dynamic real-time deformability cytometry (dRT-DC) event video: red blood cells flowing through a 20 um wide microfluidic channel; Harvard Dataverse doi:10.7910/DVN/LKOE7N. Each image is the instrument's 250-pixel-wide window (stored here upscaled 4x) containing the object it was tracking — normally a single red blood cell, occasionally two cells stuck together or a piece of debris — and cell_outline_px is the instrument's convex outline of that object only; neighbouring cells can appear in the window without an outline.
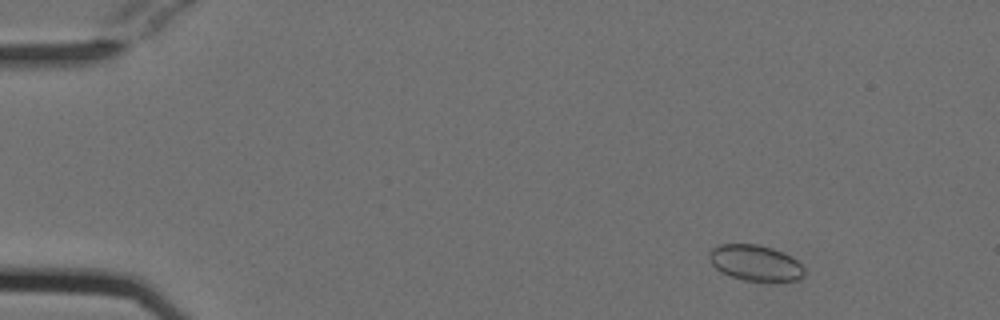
{"species": "Egyptian fruit bat (a non-hibernating species)", "species_latin": "Rousettus aegyptiacus", "temperature_condition": "cold", "stored_images_in_passage": 52, "camera_frame_rate_fps": 3000, "um_per_image_px": 0.085, "animal": {"sex": "female"}, "frame": {"image": 1, "passage_image": 5, "time_ms": 1.333, "image_size_px": [1000, 320], "cell_outline_px": [[804, 276], [796, 280], [776, 284], [760, 284], [744, 280], [720, 272], [712, 264], [708, 256], [708, 252], [712, 248], [720, 244], [756, 244], [772, 248], [784, 252], [792, 256], [804, 268]], "centroid_in_image_um": [64.24, 22.4], "position_along_channel_um": 20.8, "area_um2": 20.69}}
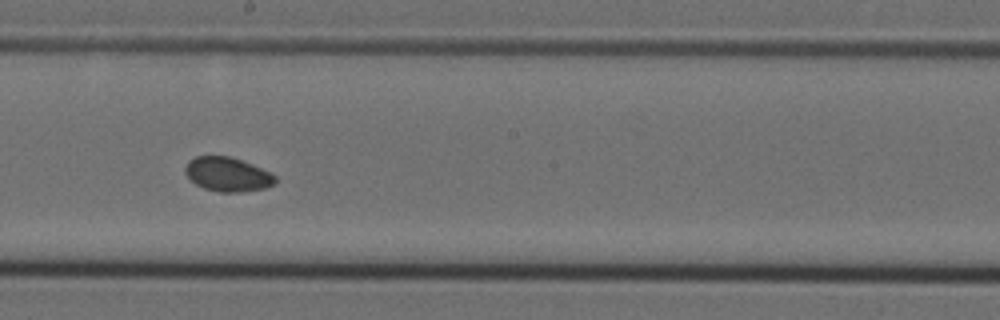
{"frame": {"image": 2, "passage_image": 29, "time_ms": 9.333, "image_size_px": [1000, 320], "cell_outline_px": [[276, 180], [272, 184], [264, 188], [244, 192], [220, 192], [204, 188], [196, 184], [184, 172], [184, 168], [188, 160], [196, 156], [228, 156], [252, 164], [276, 176]], "centroid_in_image_um": [19.31, 14.82], "position_along_channel_um": 228.9, "area_um2": 17.74}}
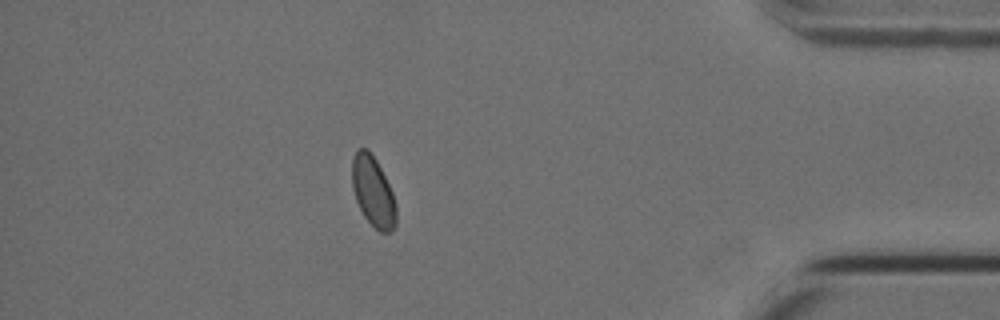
{"frame": {"image": 3, "passage_image": 46, "time_ms": 15.0, "image_size_px": [1000, 320], "cell_outline_px": [[396, 224], [388, 232], [380, 232], [364, 216], [356, 200], [352, 188], [352, 156], [356, 148], [368, 148], [376, 160], [392, 192], [396, 204]], "centroid_in_image_um": [31.69, 16.24], "position_along_channel_um": 403.5, "area_um2": 17.92}, "authors_computed_cell_mechanics": {"area_um2": 18.4382, "velocity_mm_per_s": 3.7802, "shape_relaxation_time_tau1_ms": null, "shape_relaxation_time_tau2_ms": 3.6564, "deformation_change_tau1": null, "deformation_change_tau2": 0.0391}}